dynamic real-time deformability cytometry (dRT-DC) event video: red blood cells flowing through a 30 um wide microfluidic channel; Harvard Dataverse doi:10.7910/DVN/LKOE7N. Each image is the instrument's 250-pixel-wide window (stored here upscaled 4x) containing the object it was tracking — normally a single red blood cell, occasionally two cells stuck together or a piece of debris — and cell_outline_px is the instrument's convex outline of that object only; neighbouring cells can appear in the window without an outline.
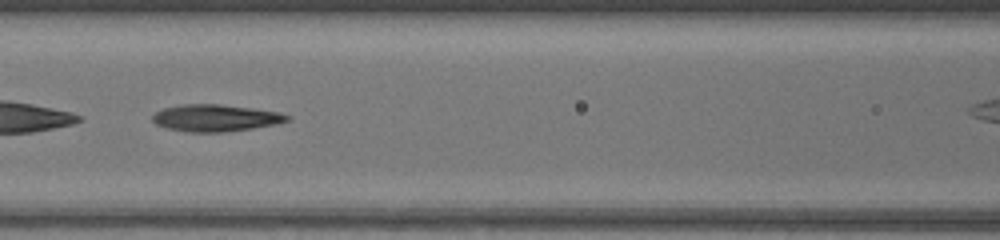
{"species": "common noctule bat (a hibernating species)", "species_latin": "Nyctalus noctula", "temperature_condition": "warm", "stored_images_in_passage": 27, "camera_frame_rate_fps": 3000, "um_per_image_px": 0.085, "animal": {"sex": "female", "body_mass_g": 17.0, "forearm_length_mm": 48.0}, "frame": {"image": 1, "passage_image": 8, "time_ms": 2.333, "image_size_px": [1000, 240], "cell_outline_px": [[292, 116], [288, 120], [276, 124], [252, 128], [224, 132], [188, 132], [164, 128], [156, 124], [152, 120], [152, 116], [156, 112], [164, 108], [180, 104], [220, 104], [252, 108], [280, 112]], "centroid_in_image_um": [18.3, 10.02], "position_along_channel_um": 148.3, "area_um2": 21.21}}
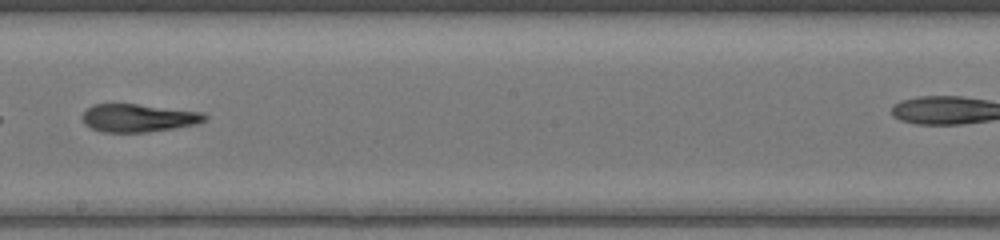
{"frame": {"image": 2, "passage_image": 14, "time_ms": 4.333, "image_size_px": [1000, 240], "cell_outline_px": [[208, 120], [196, 124], [176, 128], [148, 132], [100, 132], [84, 124], [80, 116], [88, 108], [96, 104], [136, 104], [204, 112], [208, 116]], "centroid_in_image_um": [11.79, 10.03], "position_along_channel_um": 236.4, "area_um2": 20.11}}
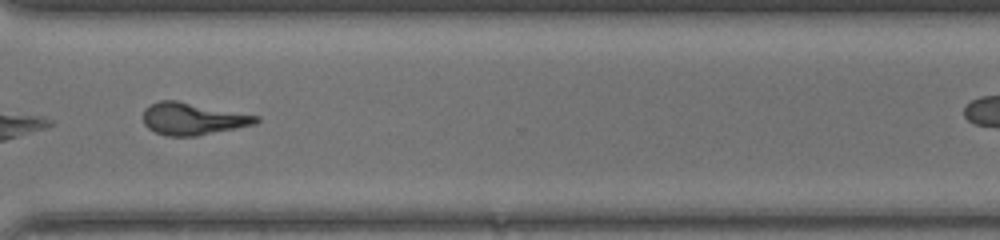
{"frame": {"image": 3, "passage_image": 22, "time_ms": 7.0, "image_size_px": [1000, 240], "cell_outline_px": [[260, 120], [256, 124], [196, 136], [168, 136], [156, 132], [148, 128], [144, 124], [144, 108], [160, 100], [176, 100], [260, 116]], "centroid_in_image_um": [16.4, 10.09], "position_along_channel_um": 354.2, "area_um2": 21.04}}